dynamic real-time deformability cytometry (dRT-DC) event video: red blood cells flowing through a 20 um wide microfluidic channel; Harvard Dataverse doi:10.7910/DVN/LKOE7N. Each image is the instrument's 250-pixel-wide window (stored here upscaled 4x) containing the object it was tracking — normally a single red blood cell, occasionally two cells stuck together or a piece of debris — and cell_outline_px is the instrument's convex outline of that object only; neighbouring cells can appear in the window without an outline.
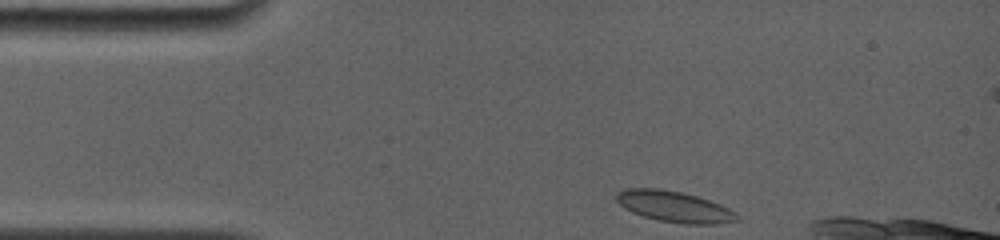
{"species": "common noctule bat (a hibernating species)", "species_latin": "Nyctalus noctula", "temperature_condition": "room temperature", "stored_images_in_passage": 5, "camera_frame_rate_fps": 4000, "um_per_image_px": 0.085, "animal": {"sex": "female", "body_mass_g": 19.0, "forearm_length_mm": 56.7}, "frame": {"image": 1, "passage_image": 1, "time_ms": 0.0, "image_size_px": [1000, 240], "cell_outline_px": [[740, 220], [716, 224], [684, 224], [656, 220], [632, 212], [624, 208], [616, 200], [616, 192], [624, 188], [660, 188], [680, 192], [696, 196], [720, 204], [736, 212], [740, 216]], "centroid_in_image_um": [57.31, 17.56], "position_along_channel_um": 27.7, "area_um2": 21.91}}
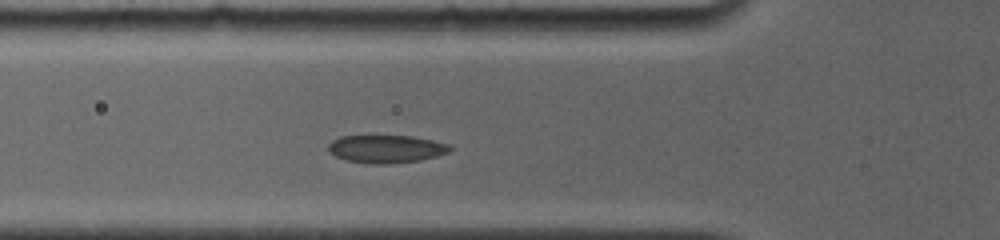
{"frame": {"image": 2, "passage_image": 4, "time_ms": 3.0, "image_size_px": [1000, 240], "cell_outline_px": [[452, 148], [448, 152], [436, 156], [420, 160], [388, 164], [368, 164], [348, 160], [336, 156], [328, 152], [328, 144], [332, 140], [340, 136], [412, 136], [432, 140], [448, 144]], "centroid_in_image_um": [32.79, 12.66], "position_along_channel_um": 93.0, "area_um2": 19.71}}